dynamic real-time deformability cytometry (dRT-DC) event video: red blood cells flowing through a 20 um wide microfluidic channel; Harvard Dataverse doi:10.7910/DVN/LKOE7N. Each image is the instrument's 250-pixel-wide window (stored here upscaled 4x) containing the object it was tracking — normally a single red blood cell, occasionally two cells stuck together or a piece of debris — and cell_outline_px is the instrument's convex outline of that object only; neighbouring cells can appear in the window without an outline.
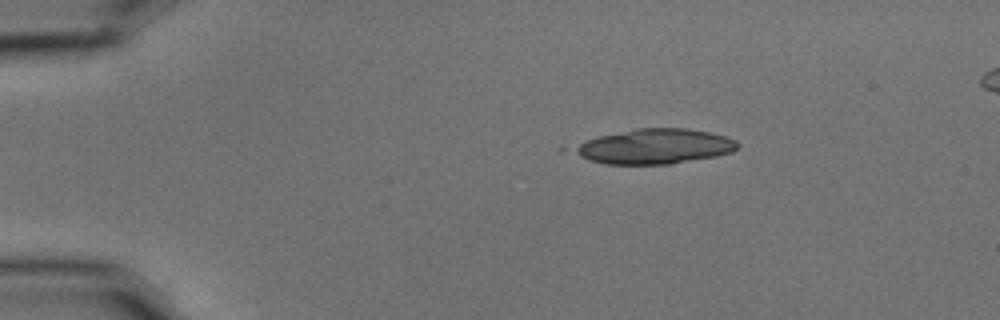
{"species": "common noctule bat (a hibernating species)", "species_latin": "Nyctalus noctula", "temperature_condition": "cold", "stored_images_in_passage": 4, "segment_of_instrument_passage": [1, 2], "camera_frame_rate_fps": 3000, "um_per_image_px": 0.085, "animal": {"sex": "male", "body_mass_g": 15.6}, "frame": {"image": 1, "passage_image": 1, "time_ms": 0.0, "image_size_px": [1000, 320], "cell_outline_px": [[740, 144], [732, 152], [716, 156], [672, 164], [604, 164], [588, 160], [572, 152], [572, 148], [584, 140], [600, 136], [640, 128], [688, 128], [708, 132], [724, 136], [736, 140]], "centroid_in_image_um": [55.64, 12.45], "position_along_channel_um": 29.4, "area_um2": 33.23}}